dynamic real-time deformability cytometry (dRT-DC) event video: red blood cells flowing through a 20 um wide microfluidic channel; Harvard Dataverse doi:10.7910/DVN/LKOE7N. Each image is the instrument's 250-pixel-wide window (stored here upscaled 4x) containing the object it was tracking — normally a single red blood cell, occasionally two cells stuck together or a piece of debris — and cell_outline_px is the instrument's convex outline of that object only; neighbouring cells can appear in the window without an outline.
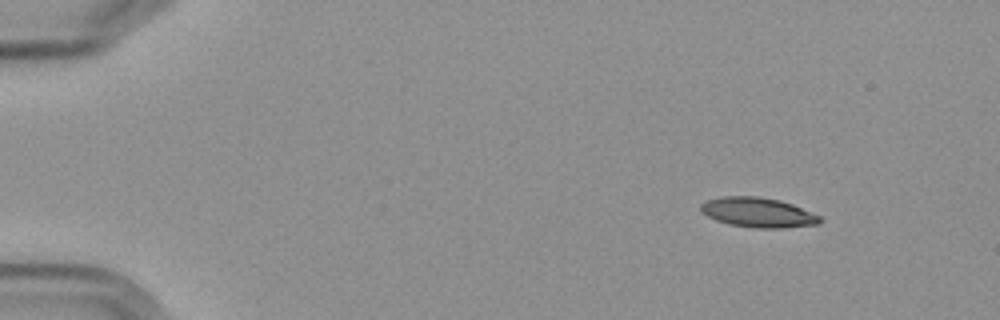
{"species": "Egyptian fruit bat (a non-hibernating species)", "species_latin": "Rousettus aegyptiacus", "temperature_condition": "cold", "stored_images_in_passage": 4, "camera_frame_rate_fps": 3000, "um_per_image_px": 0.085, "frame": {"image": 1, "passage_image": 1, "time_ms": 0.0, "image_size_px": [1000, 320], "cell_outline_px": [[824, 220], [820, 224], [780, 228], [752, 228], [728, 224], [716, 220], [700, 212], [700, 204], [704, 200], [724, 196], [756, 196], [780, 200], [792, 204], [820, 216]], "centroid_in_image_um": [64.41, 18.06], "position_along_channel_um": 20.6, "area_um2": 20.87}}
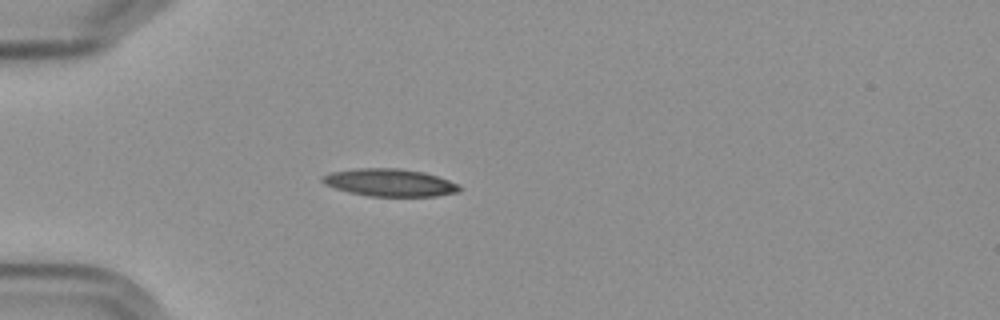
{"frame": {"image": 2, "passage_image": 4, "time_ms": 3.333, "image_size_px": [1000, 320], "cell_outline_px": [[460, 192], [436, 196], [368, 196], [348, 192], [324, 184], [320, 180], [320, 176], [332, 172], [356, 168], [400, 168], [424, 172], [460, 184]], "centroid_in_image_um": [33.12, 15.52], "position_along_channel_um": 51.9, "area_um2": 22.08}}